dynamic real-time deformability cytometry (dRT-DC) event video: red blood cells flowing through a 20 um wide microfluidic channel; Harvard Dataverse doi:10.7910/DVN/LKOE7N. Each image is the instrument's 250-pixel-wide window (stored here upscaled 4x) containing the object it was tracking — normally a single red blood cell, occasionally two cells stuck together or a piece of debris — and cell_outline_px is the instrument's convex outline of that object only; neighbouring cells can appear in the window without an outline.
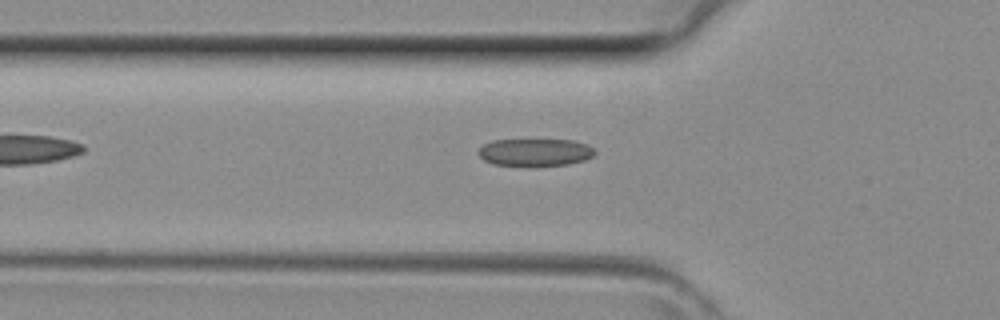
{"species": "common noctule bat (a hibernating species)", "species_latin": "Nyctalus noctula", "temperature_condition": "room temperature", "stored_images_in_passage": 24, "camera_frame_rate_fps": 3000, "um_per_image_px": 0.085, "animal": {"sex": "female", "body_mass_g": 29.2, "forearm_length_mm": 56.3}, "frame": {"image": 1, "passage_image": 2, "time_ms": 0.333, "image_size_px": [1000, 320], "cell_outline_px": [[596, 152], [592, 156], [584, 160], [568, 164], [492, 164], [484, 160], [476, 152], [484, 144], [492, 140], [572, 140], [588, 144]], "centroid_in_image_um": [45.48, 12.91], "position_along_channel_um": 80.3, "area_um2": 18.09}}
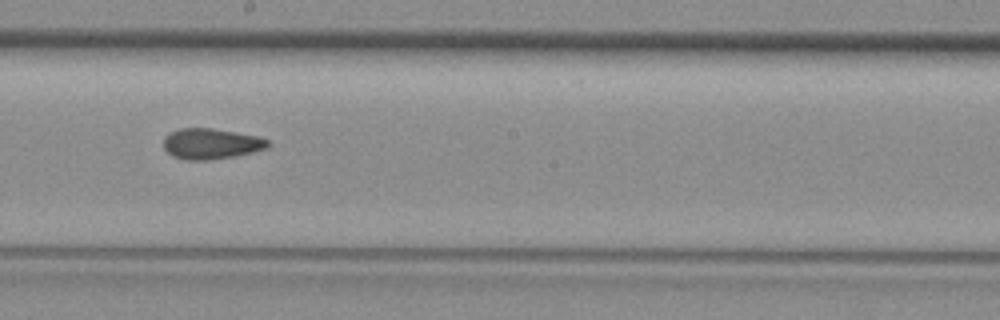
{"frame": {"image": 2, "passage_image": 11, "time_ms": 3.333, "image_size_px": [1000, 320], "cell_outline_px": [[268, 148], [252, 152], [232, 156], [208, 160], [184, 160], [172, 156], [164, 148], [164, 136], [180, 128], [212, 128], [236, 132], [256, 136], [268, 140]], "centroid_in_image_um": [17.91, 12.22], "position_along_channel_um": 230.3, "area_um2": 18.5}}
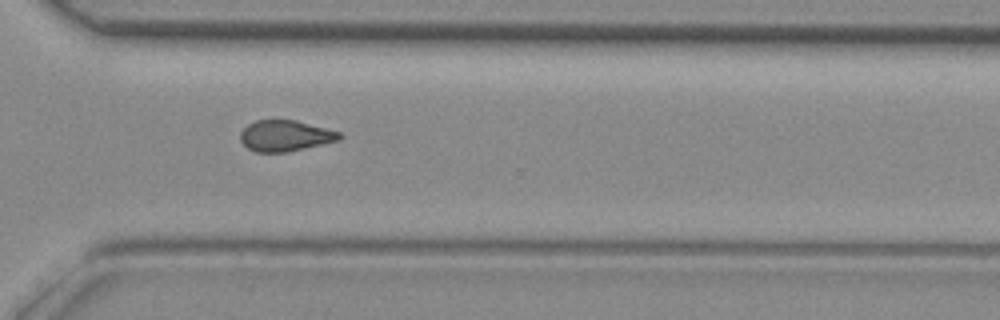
{"frame": {"image": 3, "passage_image": 18, "time_ms": 5.667, "image_size_px": [1000, 320], "cell_outline_px": [[340, 140], [288, 152], [256, 152], [248, 148], [240, 140], [240, 132], [248, 124], [256, 120], [296, 120], [340, 132]], "centroid_in_image_um": [24.23, 11.54], "position_along_channel_um": 346.4, "area_um2": 17.8}}